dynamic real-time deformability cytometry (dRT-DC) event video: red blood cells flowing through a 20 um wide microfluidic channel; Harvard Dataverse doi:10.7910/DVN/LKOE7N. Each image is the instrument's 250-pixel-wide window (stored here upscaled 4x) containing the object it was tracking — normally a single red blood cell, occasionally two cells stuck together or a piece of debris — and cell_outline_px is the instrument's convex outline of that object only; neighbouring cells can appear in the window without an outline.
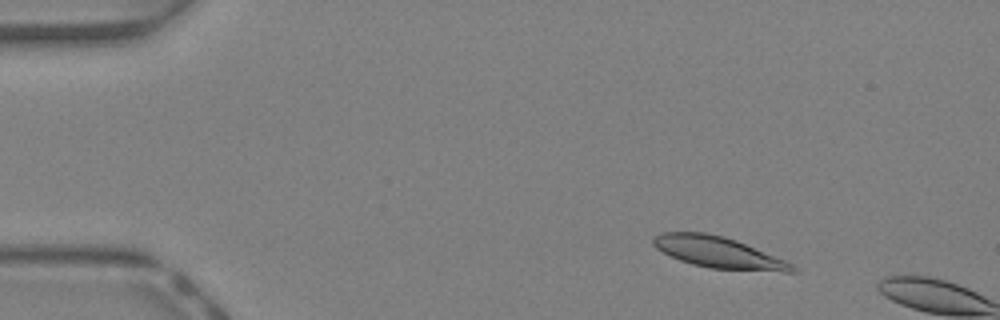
{"species": "Egyptian fruit bat (a non-hibernating species)", "species_latin": "Rousettus aegyptiacus", "temperature_condition": "warm", "stored_images_in_passage": 8, "camera_frame_rate_fps": 3000, "um_per_image_px": 0.085, "animal": {"sex": "female"}, "frame": {"image": 1, "passage_image": 5, "time_ms": 1.333, "image_size_px": [1000, 320], "cell_outline_px": [[800, 268], [796, 272], [784, 272], [708, 268], [692, 264], [680, 260], [656, 248], [652, 244], [652, 236], [660, 232], [704, 232], [724, 236], [736, 240], [784, 260]], "centroid_in_image_um": [61.05, 21.45], "position_along_channel_um": 23.9, "area_um2": 25.32}}